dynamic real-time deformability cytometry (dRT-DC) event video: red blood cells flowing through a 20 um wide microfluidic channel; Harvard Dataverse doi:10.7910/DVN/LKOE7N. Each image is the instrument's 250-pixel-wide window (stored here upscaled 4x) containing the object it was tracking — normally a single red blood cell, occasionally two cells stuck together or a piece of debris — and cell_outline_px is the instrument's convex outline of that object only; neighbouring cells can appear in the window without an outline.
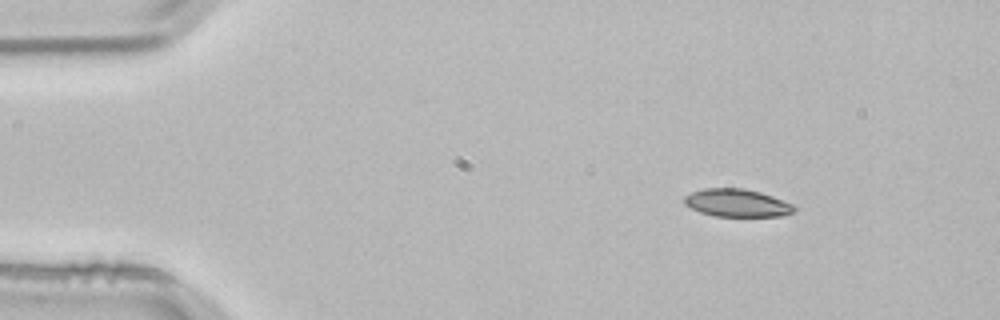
{"species": "common noctule bat (a hibernating species)", "species_latin": "Nyctalus noctula", "temperature_condition": "room temperature", "stored_images_in_passage": 2, "camera_frame_rate_fps": 3000, "um_per_image_px": 0.085, "animal": {"sex": "male", "body_mass_g": 21.5, "forearm_length_mm": 52.0}, "frame": {"image": 1, "passage_image": 1, "time_ms": 0.0, "image_size_px": [1000, 320], "cell_outline_px": [[796, 212], [784, 216], [712, 216], [700, 212], [684, 204], [684, 196], [692, 192], [704, 188], [744, 188], [760, 192], [772, 196], [792, 204], [796, 208]], "centroid_in_image_um": [62.65, 17.25], "position_along_channel_um": 22.3, "area_um2": 17.86}}